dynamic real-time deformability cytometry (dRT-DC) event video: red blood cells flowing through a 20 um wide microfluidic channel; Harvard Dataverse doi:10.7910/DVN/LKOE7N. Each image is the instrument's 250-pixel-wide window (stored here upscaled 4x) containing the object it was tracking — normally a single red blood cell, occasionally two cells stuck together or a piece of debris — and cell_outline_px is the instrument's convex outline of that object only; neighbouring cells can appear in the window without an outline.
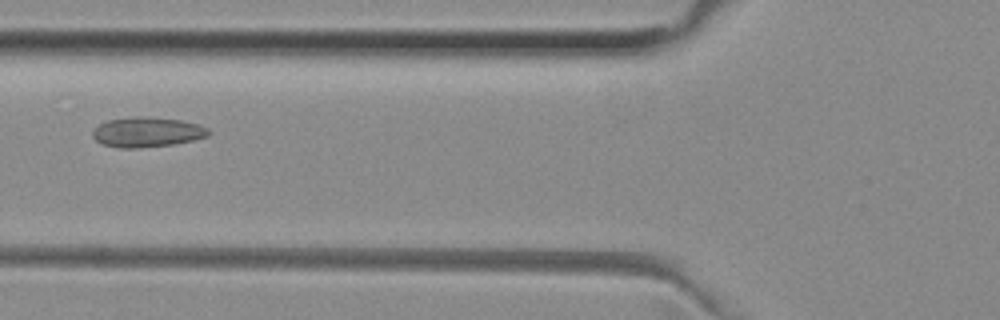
{"species": "common noctule bat (a hibernating species)", "species_latin": "Nyctalus noctula", "temperature_condition": "room temperature", "stored_images_in_passage": 38, "camera_frame_rate_fps": 3000, "um_per_image_px": 0.085, "animal": {"sex": "female", "body_mass_g": 29.2, "forearm_length_mm": 56.3}, "frame": {"image": 1, "passage_image": 7, "time_ms": 2.0, "image_size_px": [1000, 320], "cell_outline_px": [[212, 132], [208, 136], [192, 140], [172, 144], [136, 148], [120, 148], [104, 144], [96, 140], [92, 136], [92, 132], [100, 124], [108, 120], [136, 116], [148, 116], [180, 120], [196, 124], [208, 128]], "centroid_in_image_um": [12.51, 11.22], "position_along_channel_um": 113.3, "area_um2": 20.06}}
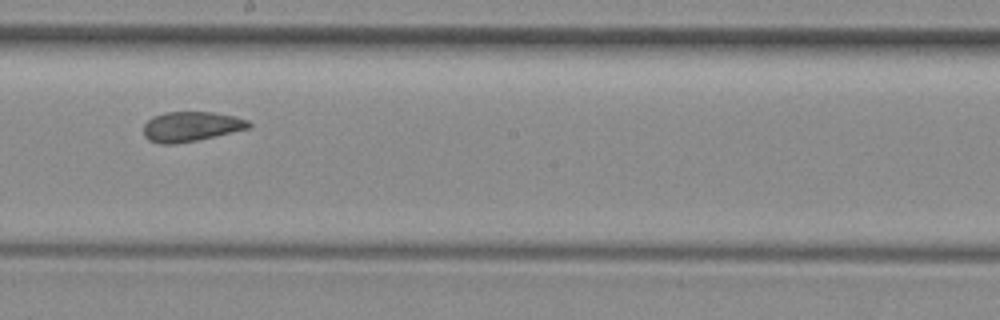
{"frame": {"image": 2, "passage_image": 16, "time_ms": 5.0, "image_size_px": [1000, 320], "cell_outline_px": [[252, 128], [196, 140], [172, 144], [160, 144], [148, 140], [144, 136], [144, 124], [152, 116], [164, 112], [212, 112], [236, 116], [248, 120], [252, 124]], "centroid_in_image_um": [16.25, 10.75], "position_along_channel_um": 231.9, "area_um2": 18.44}}
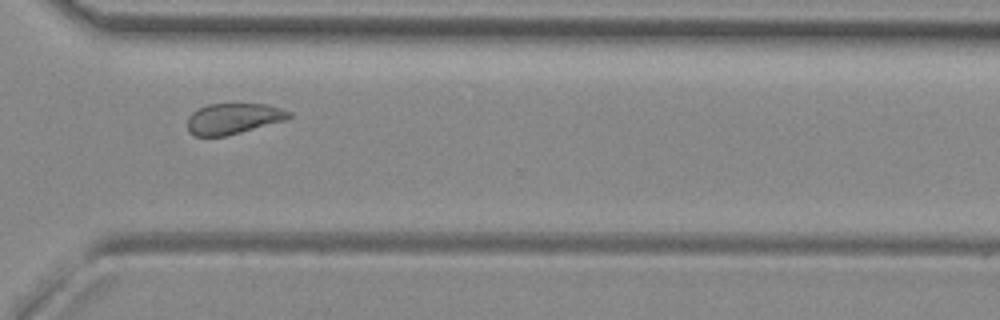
{"frame": {"image": 3, "passage_image": 25, "time_ms": 8.0, "image_size_px": [1000, 320], "cell_outline_px": [[292, 116], [288, 120], [224, 136], [192, 136], [188, 132], [188, 116], [192, 112], [208, 104], [268, 104], [292, 112]], "centroid_in_image_um": [19.85, 10.08], "position_along_channel_um": 350.7, "area_um2": 18.32}, "authors_computed_cell_mechanics": {"area_um2": 19.1896, "velocity_mm_per_s": 3.9586, "shape_relaxation_time_tau1_ms": null, "shape_relaxation_time_tau2_ms": 1.518, "deformation_change_tau1": null, "deformation_change_tau2": 0.0793}}